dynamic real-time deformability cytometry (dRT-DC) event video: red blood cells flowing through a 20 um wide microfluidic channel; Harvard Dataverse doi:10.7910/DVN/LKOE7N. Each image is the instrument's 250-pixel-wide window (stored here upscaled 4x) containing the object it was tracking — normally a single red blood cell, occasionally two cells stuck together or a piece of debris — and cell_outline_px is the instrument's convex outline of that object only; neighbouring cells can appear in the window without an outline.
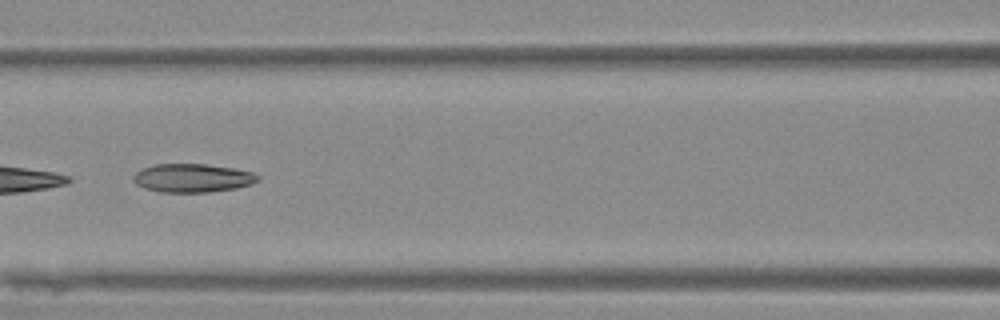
{"species": "Egyptian fruit bat (a non-hibernating species)", "species_latin": "Rousettus aegyptiacus", "temperature_condition": "warm", "stored_images_in_passage": 7, "camera_frame_rate_fps": 3000, "um_per_image_px": 0.085, "animal": {"sex": "female"}, "frame": {"image": 1, "passage_image": 7, "time_ms": 7.333, "image_size_px": [1000, 320], "cell_outline_px": [[260, 180], [252, 184], [236, 188], [208, 192], [160, 192], [144, 188], [136, 184], [132, 180], [132, 176], [136, 172], [152, 164], [204, 164], [232, 168], [252, 172], [260, 176]], "centroid_in_image_um": [16.35, 15.13], "position_along_channel_um": 150.3, "area_um2": 20.75}}